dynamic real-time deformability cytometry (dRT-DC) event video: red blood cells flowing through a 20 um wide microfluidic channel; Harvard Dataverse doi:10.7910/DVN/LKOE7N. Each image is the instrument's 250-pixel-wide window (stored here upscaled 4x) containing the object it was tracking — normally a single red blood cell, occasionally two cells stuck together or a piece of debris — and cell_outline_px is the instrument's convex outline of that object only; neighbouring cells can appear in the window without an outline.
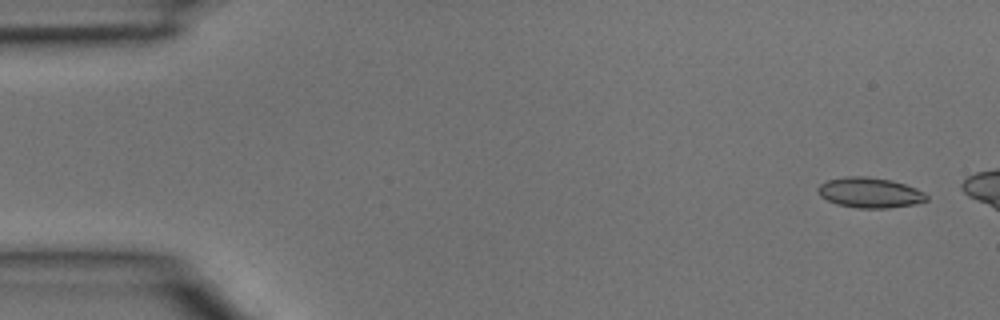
{"species": "common noctule bat (a hibernating species)", "species_latin": "Nyctalus noctula", "temperature_condition": "room temperature", "stored_images_in_passage": 3, "camera_frame_rate_fps": 3000, "um_per_image_px": 0.085, "animal": {"sex": "male", "body_mass_g": 15.6}, "frame": {"image": 1, "passage_image": 1, "time_ms": 0.0, "image_size_px": [1000, 320], "cell_outline_px": [[928, 200], [916, 204], [888, 208], [856, 208], [836, 204], [820, 196], [816, 188], [820, 184], [828, 180], [844, 176], [864, 176], [892, 180], [916, 188], [924, 192], [928, 196]], "centroid_in_image_um": [73.93, 16.38], "position_along_channel_um": 11.1, "area_um2": 19.31}}